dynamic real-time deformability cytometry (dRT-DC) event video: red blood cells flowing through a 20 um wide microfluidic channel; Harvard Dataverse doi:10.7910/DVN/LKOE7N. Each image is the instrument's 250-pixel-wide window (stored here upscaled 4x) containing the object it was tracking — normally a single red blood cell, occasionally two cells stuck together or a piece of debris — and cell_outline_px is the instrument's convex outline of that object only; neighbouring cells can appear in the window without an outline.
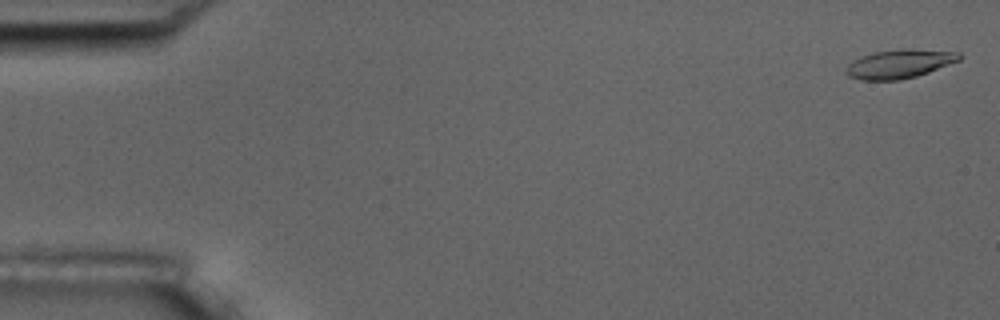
{"species": "common noctule bat (a hibernating species)", "species_latin": "Nyctalus noctula", "temperature_condition": "room temperature", "stored_images_in_passage": 5, "camera_frame_rate_fps": 3000, "um_per_image_px": 0.085, "animal": {"sex": "male", "body_mass_g": 17.5, "forearm_length_mm": 52.3}, "frame": {"image": 1, "passage_image": 1, "time_ms": 0.0, "image_size_px": [1000, 320], "cell_outline_px": [[964, 56], [960, 60], [928, 72], [916, 76], [896, 80], [860, 80], [848, 76], [844, 72], [848, 64], [872, 52], [904, 48], [908, 48], [960, 52]], "centroid_in_image_um": [76.48, 5.42], "position_along_channel_um": 8.5, "area_um2": 19.02}}